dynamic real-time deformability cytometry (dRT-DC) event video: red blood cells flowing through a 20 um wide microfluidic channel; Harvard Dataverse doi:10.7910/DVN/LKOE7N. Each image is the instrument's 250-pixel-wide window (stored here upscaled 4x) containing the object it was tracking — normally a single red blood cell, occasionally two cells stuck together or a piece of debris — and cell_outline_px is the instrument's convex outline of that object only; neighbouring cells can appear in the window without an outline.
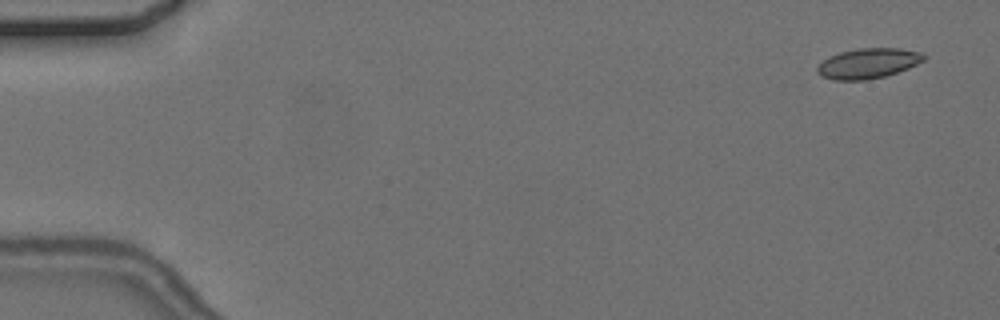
{"species": "common noctule bat (a hibernating species)", "species_latin": "Nyctalus noctula", "temperature_condition": "cold", "stored_images_in_passage": 3, "camera_frame_rate_fps": 3000, "um_per_image_px": 0.085, "animal": {"sex": "female", "body_mass_g": 24.6, "forearm_length_mm": 56.2}, "frame": {"image": 1, "passage_image": 1, "time_ms": 0.0, "image_size_px": [1000, 320], "cell_outline_px": [[924, 60], [908, 68], [884, 76], [864, 80], [832, 80], [820, 76], [816, 72], [816, 68], [828, 56], [840, 52], [860, 48], [900, 48], [920, 52], [924, 56]], "centroid_in_image_um": [73.74, 5.39], "position_along_channel_um": 11.3, "area_um2": 18.61}}